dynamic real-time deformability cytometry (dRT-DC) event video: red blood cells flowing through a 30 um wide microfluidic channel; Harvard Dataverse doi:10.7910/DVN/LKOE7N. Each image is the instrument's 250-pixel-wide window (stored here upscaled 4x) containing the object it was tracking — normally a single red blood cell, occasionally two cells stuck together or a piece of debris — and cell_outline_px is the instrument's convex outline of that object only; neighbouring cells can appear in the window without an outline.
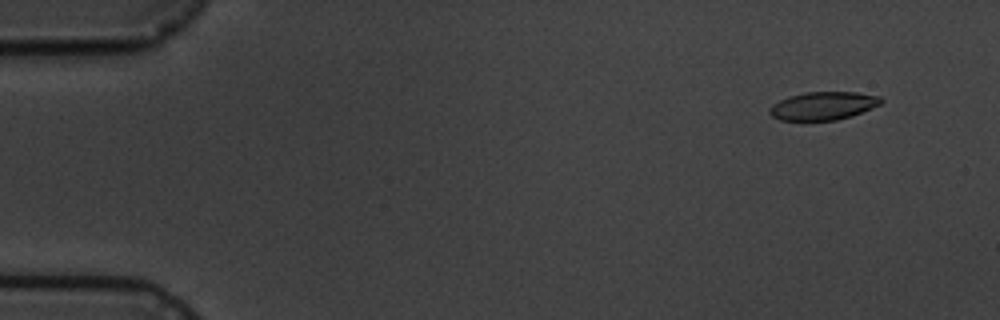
{"species": "common noctule bat (a hibernating species)", "species_latin": "Nyctalus noctula", "temperature_condition": "cold", "stored_images_in_passage": 7, "camera_frame_rate_fps": 3000, "um_per_image_px": 0.085, "animal": {"sex": "male", "body_mass_g": 19.5, "forearm_length_mm": 54.6}, "frame": {"image": 1, "passage_image": 2, "time_ms": 1.333, "image_size_px": [1000, 320], "cell_outline_px": [[884, 100], [880, 104], [872, 108], [852, 116], [836, 120], [780, 120], [772, 116], [768, 112], [768, 108], [772, 104], [788, 96], [804, 92], [856, 92], [880, 96]], "centroid_in_image_um": [69.96, 8.99], "position_along_channel_um": 15.0, "area_um2": 18.38}}
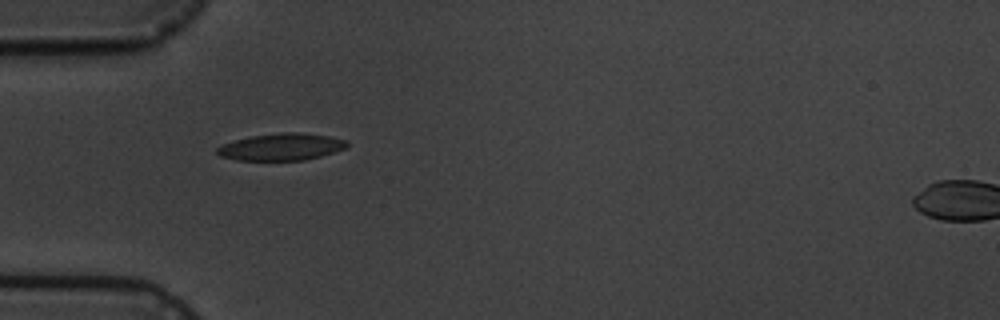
{"frame": {"image": 2, "passage_image": 6, "time_ms": 5.667, "image_size_px": [1000, 320], "cell_outline_px": [[348, 144], [344, 148], [320, 156], [304, 160], [236, 160], [220, 156], [216, 152], [216, 148], [224, 144], [236, 140], [252, 136], [284, 132], [296, 132], [328, 136], [348, 140]], "centroid_in_image_um": [23.9, 12.49], "position_along_channel_um": 61.1, "area_um2": 20.11}}
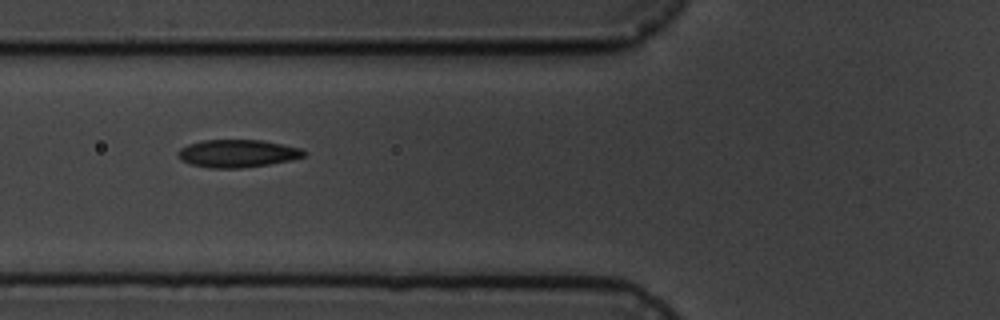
{"frame": {"image": 3, "passage_image": 7, "time_ms": 7.0, "image_size_px": [1000, 320], "cell_outline_px": [[308, 152], [304, 156], [292, 160], [268, 164], [240, 168], [208, 168], [192, 164], [180, 160], [176, 152], [180, 148], [188, 144], [204, 140], [260, 140], [300, 148]], "centroid_in_image_um": [20.16, 13.04], "position_along_channel_um": 105.6, "area_um2": 20.29}}